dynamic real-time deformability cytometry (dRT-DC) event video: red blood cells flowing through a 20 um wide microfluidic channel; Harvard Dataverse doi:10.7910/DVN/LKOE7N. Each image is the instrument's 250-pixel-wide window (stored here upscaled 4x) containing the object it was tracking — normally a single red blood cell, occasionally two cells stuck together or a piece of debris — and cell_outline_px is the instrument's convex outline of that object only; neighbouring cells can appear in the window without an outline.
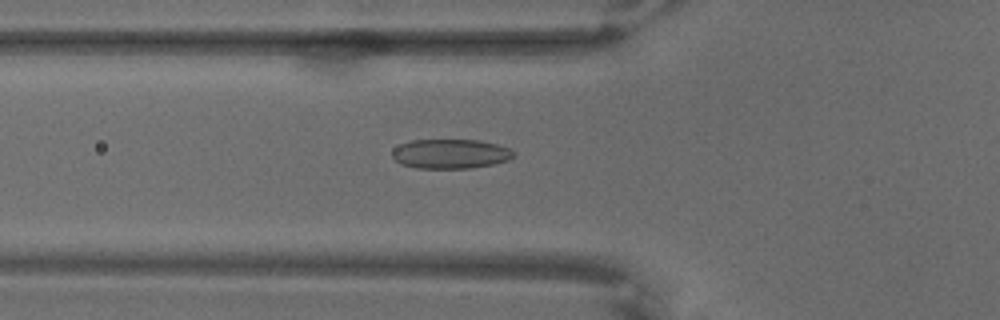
{"species": "common noctule bat (a hibernating species)", "species_latin": "Nyctalus noctula", "temperature_condition": "warm", "stored_images_in_passage": 50, "camera_frame_rate_fps": 3000, "um_per_image_px": 0.085, "animal": {"sex": "male", "body_mass_g": 18.8}, "frame": {"image": 1, "passage_image": 7, "time_ms": 2.0, "image_size_px": [1000, 320], "cell_outline_px": [[516, 156], [508, 160], [492, 164], [472, 168], [416, 168], [400, 164], [392, 156], [392, 148], [400, 144], [412, 140], [480, 140], [496, 144], [508, 148], [516, 152]], "centroid_in_image_um": [38.28, 13.07], "position_along_channel_um": 87.5, "area_um2": 20.98}}
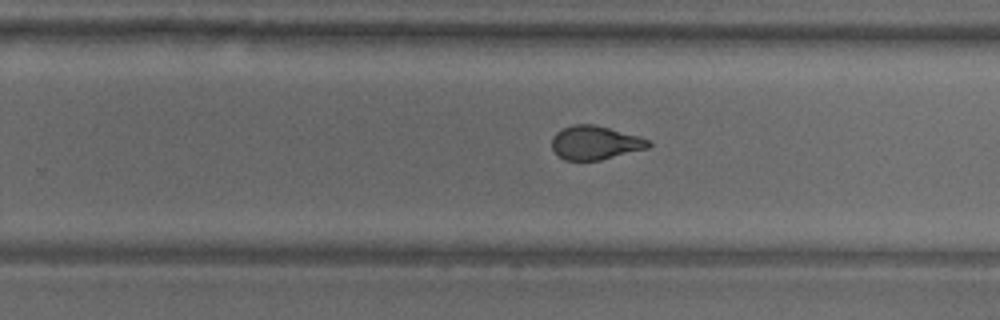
{"frame": {"image": 2, "passage_image": 26, "time_ms": 8.333, "image_size_px": [1000, 320], "cell_outline_px": [[652, 144], [648, 148], [600, 160], [564, 160], [556, 156], [552, 148], [552, 136], [556, 132], [572, 124], [596, 124], [640, 136], [648, 140]], "centroid_in_image_um": [50.56, 12.12], "position_along_channel_um": 279.2, "area_um2": 19.19}}
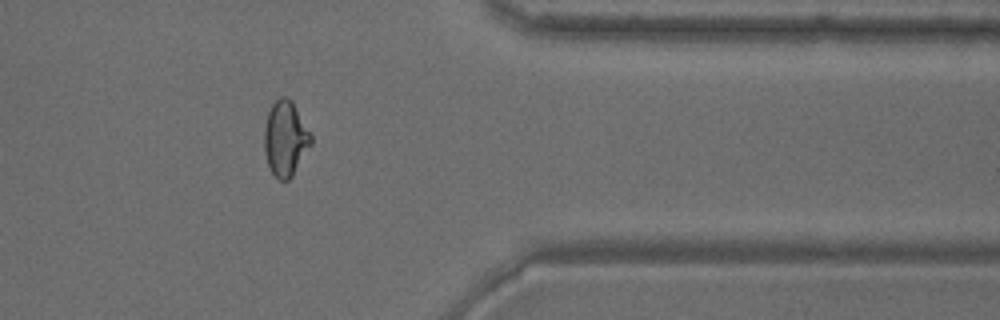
{"frame": {"image": 3, "passage_image": 38, "time_ms": 12.333, "image_size_px": [1000, 320], "cell_outline_px": [[312, 144], [292, 176], [288, 180], [280, 180], [272, 172], [268, 164], [264, 148], [264, 128], [268, 112], [272, 104], [280, 96], [284, 96], [292, 100], [312, 136]], "centroid_in_image_um": [24.26, 11.76], "position_along_channel_um": 387.1, "area_um2": 20.35}}